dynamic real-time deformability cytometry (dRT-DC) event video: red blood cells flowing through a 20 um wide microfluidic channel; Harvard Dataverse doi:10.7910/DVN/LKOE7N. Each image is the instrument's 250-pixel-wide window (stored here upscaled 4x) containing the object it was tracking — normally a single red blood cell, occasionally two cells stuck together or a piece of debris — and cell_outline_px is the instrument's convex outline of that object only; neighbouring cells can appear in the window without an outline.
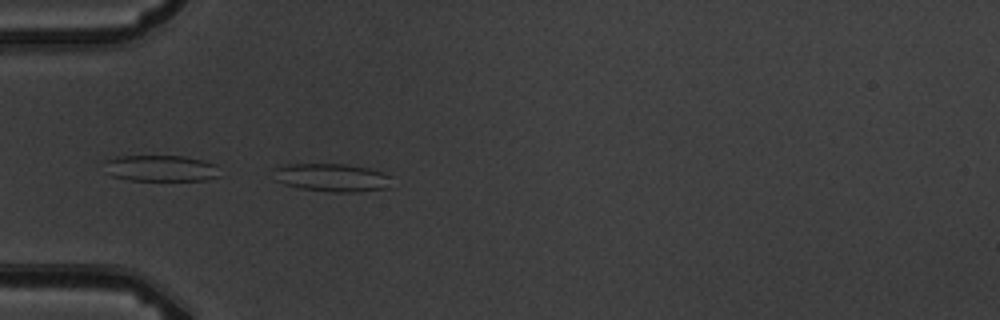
{"species": "common noctule bat (a hibernating species)", "species_latin": "Nyctalus noctula", "temperature_condition": "warm", "stored_images_in_passage": 5, "camera_frame_rate_fps": 3000, "um_per_image_px": 0.085, "animal": {"sex": "male", "body_mass_g": 19.5, "forearm_length_mm": 54.6}, "frame": {"image": 1, "passage_image": 5, "time_ms": 5.333, "image_size_px": [1000, 320], "cell_outline_px": [[388, 188], [356, 192], [332, 192], [300, 188], [284, 184], [272, 180], [276, 168], [288, 164], [348, 164], [368, 168], [380, 172], [388, 176]], "centroid_in_image_um": [28.14, 15.09], "position_along_channel_um": 56.9, "area_um2": 19.13}}